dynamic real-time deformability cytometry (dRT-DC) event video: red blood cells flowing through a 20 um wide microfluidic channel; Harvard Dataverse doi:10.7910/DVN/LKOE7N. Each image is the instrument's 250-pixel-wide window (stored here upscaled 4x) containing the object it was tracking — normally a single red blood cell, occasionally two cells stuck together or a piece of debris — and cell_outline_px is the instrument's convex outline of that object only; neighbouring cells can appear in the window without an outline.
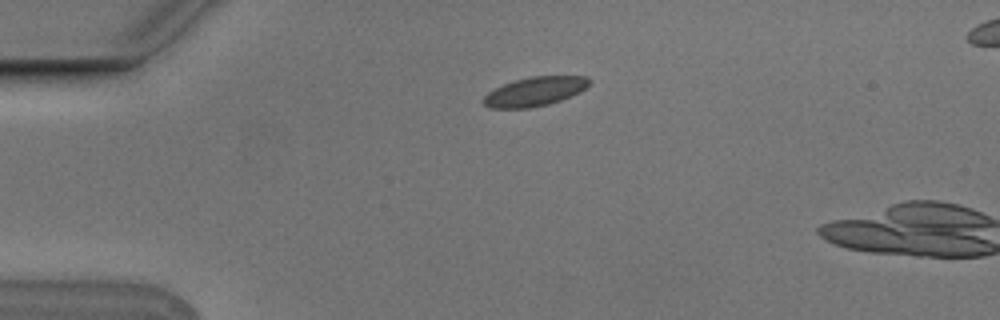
{"species": "Egyptian fruit bat (a non-hibernating species)", "species_latin": "Rousettus aegyptiacus", "temperature_condition": "cold", "stored_images_in_passage": 2, "camera_frame_rate_fps": 3000, "um_per_image_px": 0.085, "animal": {"sex": "male"}, "frame": {"image": 1, "passage_image": 1, "time_ms": 0.0, "image_size_px": [1000, 320], "cell_outline_px": [[592, 80], [580, 92], [560, 100], [548, 104], [528, 108], [488, 108], [480, 100], [488, 92], [504, 84], [516, 80], [532, 76], [588, 76]], "centroid_in_image_um": [45.44, 7.78], "position_along_channel_um": 39.6, "area_um2": 17.86}}